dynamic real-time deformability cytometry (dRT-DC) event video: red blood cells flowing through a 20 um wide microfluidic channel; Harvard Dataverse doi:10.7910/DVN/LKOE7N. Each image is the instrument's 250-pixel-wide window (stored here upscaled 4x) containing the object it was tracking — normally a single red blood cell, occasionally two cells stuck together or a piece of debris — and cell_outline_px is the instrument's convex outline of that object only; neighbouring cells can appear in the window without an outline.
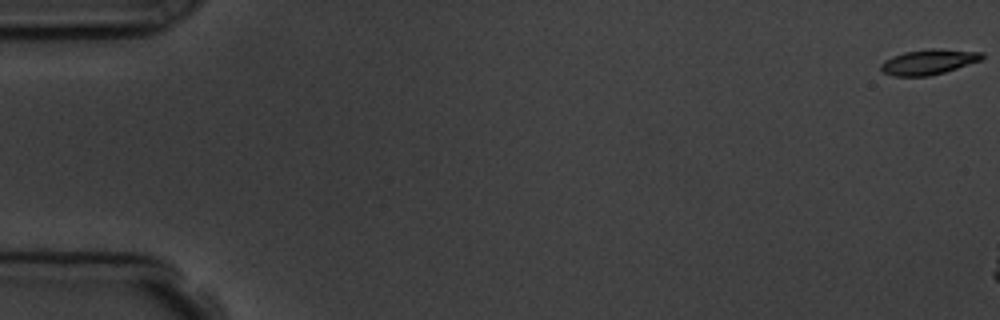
{"species": "common noctule bat (a hibernating species)", "species_latin": "Nyctalus noctula", "temperature_condition": "room temperature", "stored_images_in_passage": 6, "camera_frame_rate_fps": 3000, "um_per_image_px": 0.085, "animal": {"sex": "male", "body_mass_g": 19.5, "forearm_length_mm": 54.6}, "frame": {"image": 1, "passage_image": 1, "time_ms": 0.0, "image_size_px": [1000, 320], "cell_outline_px": [[984, 56], [980, 60], [944, 72], [928, 76], [892, 76], [884, 72], [880, 68], [880, 64], [884, 60], [892, 56], [904, 52], [928, 48], [936, 48], [984, 52]], "centroid_in_image_um": [78.9, 5.25], "position_along_channel_um": 6.1, "area_um2": 14.85}}